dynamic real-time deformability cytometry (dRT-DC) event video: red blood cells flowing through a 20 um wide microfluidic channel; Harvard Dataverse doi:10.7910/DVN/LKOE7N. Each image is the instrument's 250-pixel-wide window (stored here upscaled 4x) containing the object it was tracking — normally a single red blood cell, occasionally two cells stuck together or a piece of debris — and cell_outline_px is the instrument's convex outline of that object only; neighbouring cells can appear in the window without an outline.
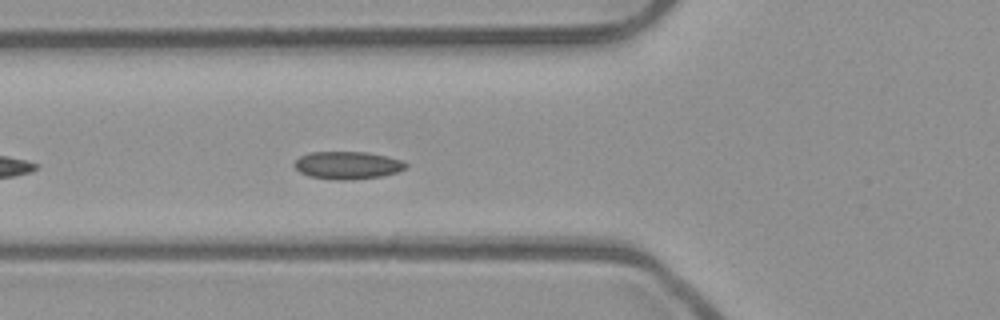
{"species": "common noctule bat (a hibernating species)", "species_latin": "Nyctalus noctula", "temperature_condition": "room temperature", "stored_images_in_passage": 12, "camera_frame_rate_fps": 3000, "um_per_image_px": 0.085, "animal": {"sex": "male", "body_mass_g": 23.1, "forearm_length_mm": 52.7}, "frame": {"image": 1, "passage_image": 6, "time_ms": 1.667, "image_size_px": [1000, 320], "cell_outline_px": [[408, 168], [396, 172], [380, 176], [348, 180], [336, 180], [308, 176], [300, 172], [292, 164], [300, 156], [312, 152], [368, 152], [388, 156], [400, 160], [408, 164]], "centroid_in_image_um": [29.54, 14.04], "position_along_channel_um": 96.3, "area_um2": 17.98}}
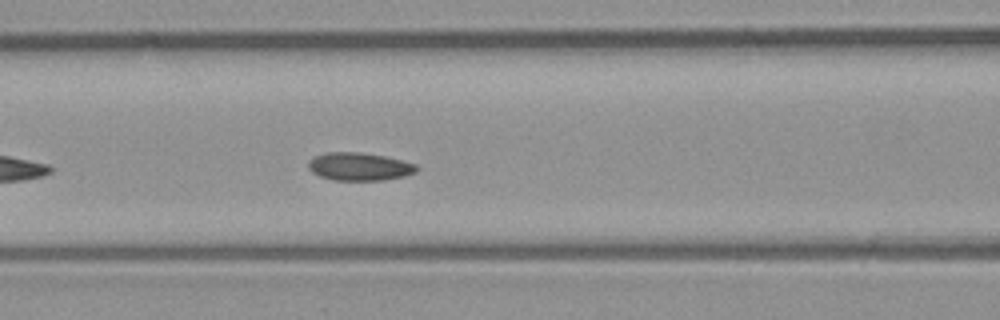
{"frame": {"image": 2, "passage_image": 9, "time_ms": 2.667, "image_size_px": [1000, 320], "cell_outline_px": [[420, 168], [416, 172], [404, 176], [384, 180], [332, 180], [320, 176], [312, 172], [308, 168], [308, 164], [316, 156], [328, 152], [360, 152], [384, 156], [416, 164]], "centroid_in_image_um": [30.57, 14.16], "position_along_channel_um": 136.0, "area_um2": 17.51}}